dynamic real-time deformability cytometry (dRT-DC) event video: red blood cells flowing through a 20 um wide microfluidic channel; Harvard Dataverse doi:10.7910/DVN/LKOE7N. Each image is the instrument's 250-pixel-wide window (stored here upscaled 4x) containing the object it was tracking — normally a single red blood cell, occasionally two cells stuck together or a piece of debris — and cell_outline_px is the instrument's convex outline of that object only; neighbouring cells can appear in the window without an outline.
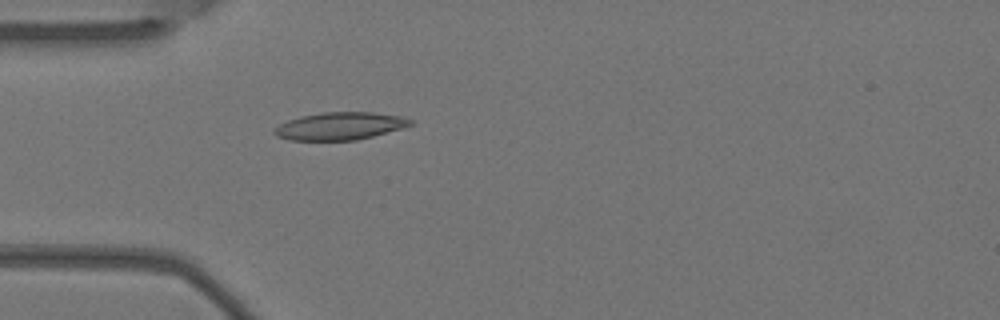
{"species": "Egyptian fruit bat (a non-hibernating species)", "species_latin": "Rousettus aegyptiacus", "temperature_condition": "warm", "stored_images_in_passage": 5, "camera_frame_rate_fps": 3000, "um_per_image_px": 0.085, "animal": {"sex": "female"}, "frame": {"image": 1, "passage_image": 5, "time_ms": 1.333, "image_size_px": [1000, 320], "cell_outline_px": [[412, 124], [404, 128], [356, 140], [288, 140], [276, 136], [272, 132], [280, 124], [288, 120], [300, 116], [324, 112], [372, 112], [404, 116], [412, 120]], "centroid_in_image_um": [28.91, 10.71], "position_along_channel_um": 56.1, "area_um2": 21.91}}